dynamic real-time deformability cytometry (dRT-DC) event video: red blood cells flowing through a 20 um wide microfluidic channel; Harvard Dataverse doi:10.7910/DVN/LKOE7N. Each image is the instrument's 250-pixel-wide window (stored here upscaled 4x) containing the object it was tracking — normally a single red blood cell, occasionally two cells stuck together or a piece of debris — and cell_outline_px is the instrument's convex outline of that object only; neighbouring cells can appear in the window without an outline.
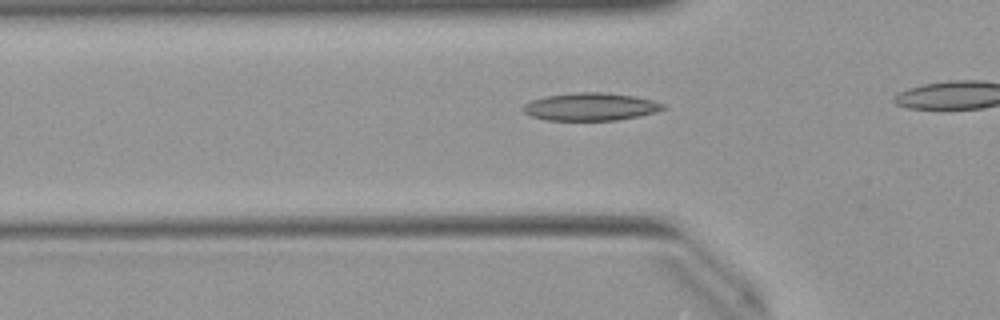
{"species": "Egyptian fruit bat (a non-hibernating species)", "species_latin": "Rousettus aegyptiacus", "temperature_condition": "warm", "stored_images_in_passage": 32, "camera_frame_rate_fps": 3000, "um_per_image_px": 0.085, "animal": {"sex": "female"}, "frame": {"image": 1, "passage_image": 9, "time_ms": 2.667, "image_size_px": [1000, 320], "cell_outline_px": [[668, 108], [656, 112], [616, 120], [548, 120], [532, 116], [524, 112], [520, 108], [524, 104], [532, 100], [544, 96], [576, 92], [604, 92], [636, 96], [652, 100], [664, 104]], "centroid_in_image_um": [50.2, 9.06], "position_along_channel_um": 75.6, "area_um2": 22.66}}
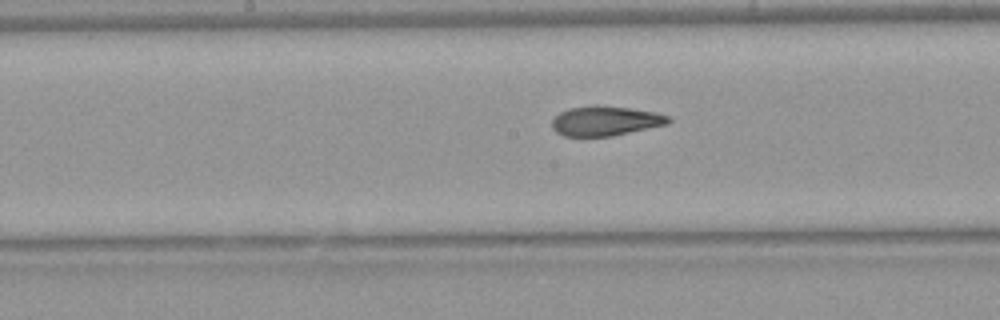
{"frame": {"image": 2, "passage_image": 18, "time_ms": 5.667, "image_size_px": [1000, 320], "cell_outline_px": [[672, 120], [668, 124], [612, 136], [564, 136], [556, 132], [552, 128], [552, 120], [560, 112], [568, 108], [592, 104], [596, 104], [632, 108], [656, 112], [668, 116]], "centroid_in_image_um": [51.46, 10.26], "position_along_channel_um": 196.7, "area_um2": 20.4}}
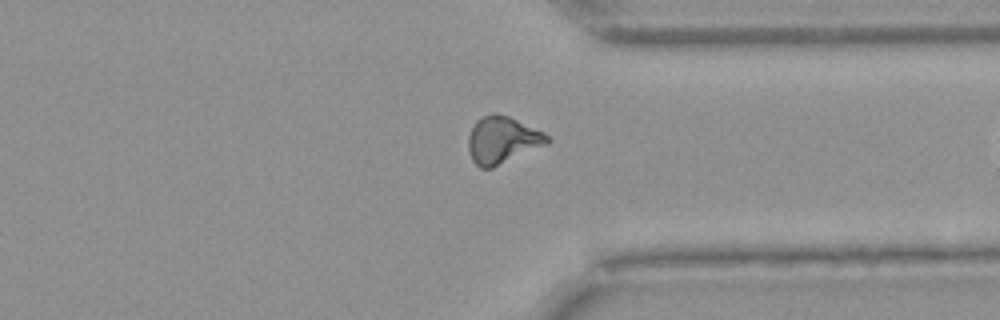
{"frame": {"image": 3, "passage_image": 31, "time_ms": 10.0, "image_size_px": [1000, 320], "cell_outline_px": [[552, 140], [548, 144], [492, 168], [480, 168], [472, 160], [468, 152], [468, 136], [476, 120], [492, 112], [496, 112], [508, 116], [544, 132]], "centroid_in_image_um": [42.7, 11.9], "position_along_channel_um": 368.7, "area_um2": 21.73}}